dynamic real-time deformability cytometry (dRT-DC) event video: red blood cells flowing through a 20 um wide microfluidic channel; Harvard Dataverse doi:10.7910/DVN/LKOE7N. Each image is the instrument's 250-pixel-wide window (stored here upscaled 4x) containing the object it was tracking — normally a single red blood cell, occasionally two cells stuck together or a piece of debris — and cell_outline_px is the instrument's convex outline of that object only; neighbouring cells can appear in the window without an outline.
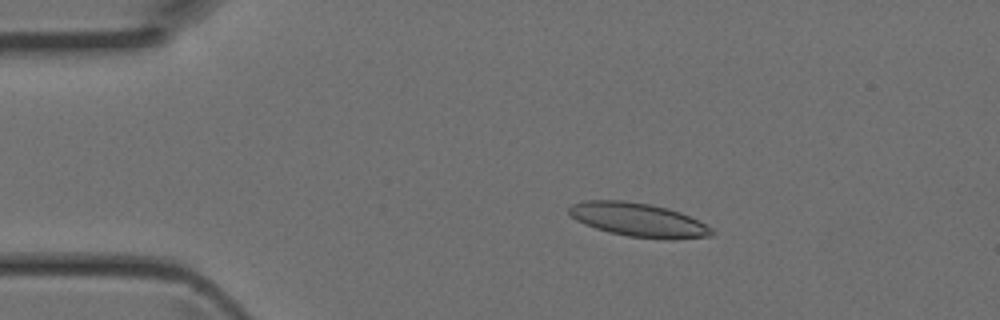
{"species": "Egyptian fruit bat (a non-hibernating species)", "species_latin": "Rousettus aegyptiacus", "temperature_condition": "room temperature", "stored_images_in_passage": 39, "camera_frame_rate_fps": 3000, "um_per_image_px": 0.085, "animal": {"sex": "female"}, "frame": {"image": 1, "passage_image": 3, "time_ms": 0.667, "image_size_px": [1000, 320], "cell_outline_px": [[716, 232], [712, 236], [672, 240], [664, 240], [628, 236], [608, 232], [584, 224], [576, 220], [568, 212], [568, 208], [572, 204], [584, 200], [624, 200], [648, 204], [668, 208], [680, 212], [712, 228]], "centroid_in_image_um": [54.26, 18.7], "position_along_channel_um": 30.7, "area_um2": 28.21}}
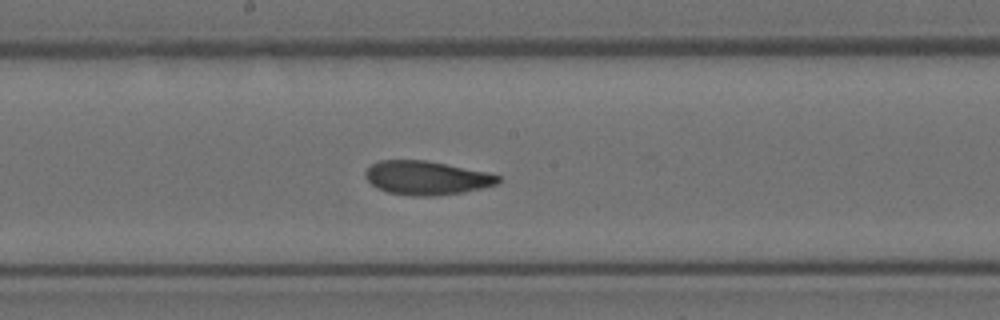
{"frame": {"image": 2, "passage_image": 18, "time_ms": 5.667, "image_size_px": [1000, 320], "cell_outline_px": [[500, 180], [496, 184], [464, 192], [432, 196], [412, 196], [388, 192], [376, 188], [364, 176], [364, 172], [372, 164], [380, 160], [424, 160], [488, 172], [500, 176]], "centroid_in_image_um": [36.23, 15.12], "position_along_channel_um": 212.0, "area_um2": 26.01}}
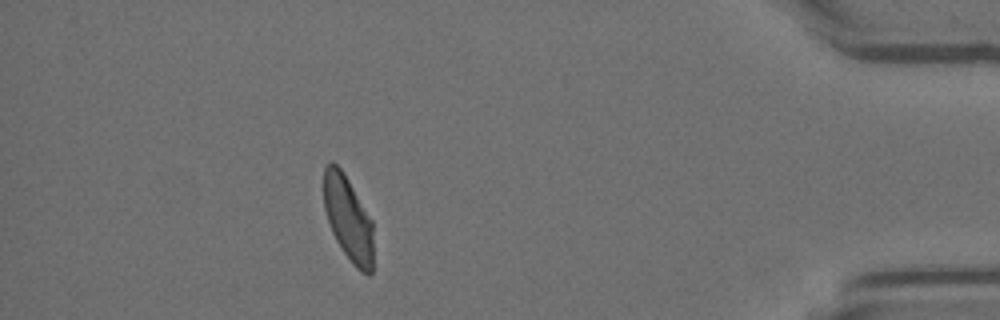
{"frame": {"image": 3, "passage_image": 34, "time_ms": 11.0, "image_size_px": [1000, 320], "cell_outline_px": [[372, 272], [368, 276], [360, 272], [352, 264], [336, 240], [332, 232], [324, 208], [324, 168], [332, 160], [340, 168], [348, 180], [372, 220]], "centroid_in_image_um": [29.59, 18.6], "position_along_channel_um": 405.6, "area_um2": 24.22}}